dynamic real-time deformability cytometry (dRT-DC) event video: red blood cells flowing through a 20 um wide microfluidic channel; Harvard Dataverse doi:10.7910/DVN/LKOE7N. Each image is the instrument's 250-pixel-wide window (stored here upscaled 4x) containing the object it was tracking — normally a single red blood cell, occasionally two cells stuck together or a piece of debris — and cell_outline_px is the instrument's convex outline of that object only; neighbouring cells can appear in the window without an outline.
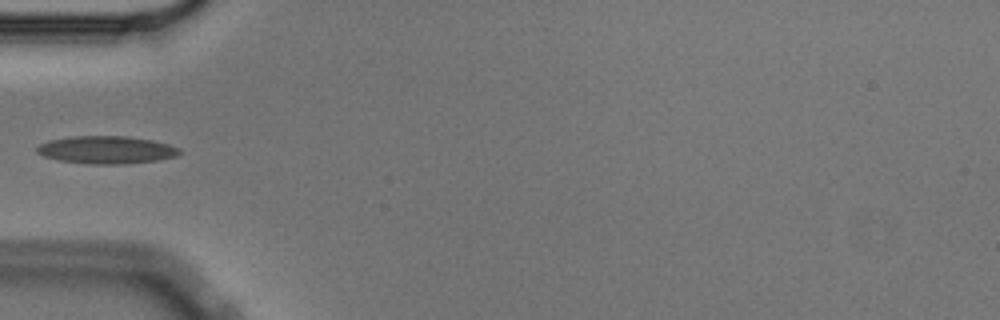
{"species": "Egyptian fruit bat (a non-hibernating species)", "species_latin": "Rousettus aegyptiacus", "temperature_condition": "cold", "stored_images_in_passage": 38, "camera_frame_rate_fps": 3000, "um_per_image_px": 0.085, "animal": {"sex": "male"}, "frame": {"image": 1, "passage_image": 1, "time_ms": 0.0, "image_size_px": [1000, 320], "cell_outline_px": [[180, 152], [176, 156], [156, 160], [124, 164], [92, 164], [60, 160], [44, 156], [36, 152], [36, 148], [40, 144], [48, 140], [72, 136], [128, 136], [152, 140], [168, 144], [180, 148]], "centroid_in_image_um": [9.04, 12.73], "position_along_channel_um": 76.0, "area_um2": 22.89}}
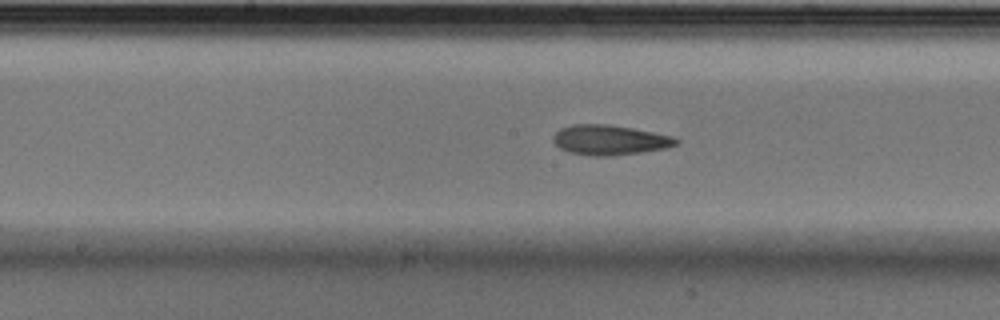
{"frame": {"image": 2, "passage_image": 11, "time_ms": 3.333, "image_size_px": [1000, 320], "cell_outline_px": [[680, 140], [676, 144], [668, 148], [612, 156], [592, 156], [568, 152], [560, 148], [552, 140], [552, 136], [560, 128], [572, 124], [608, 124], [632, 128], [672, 136]], "centroid_in_image_um": [51.79, 11.9], "position_along_channel_um": 196.4, "area_um2": 21.5}}
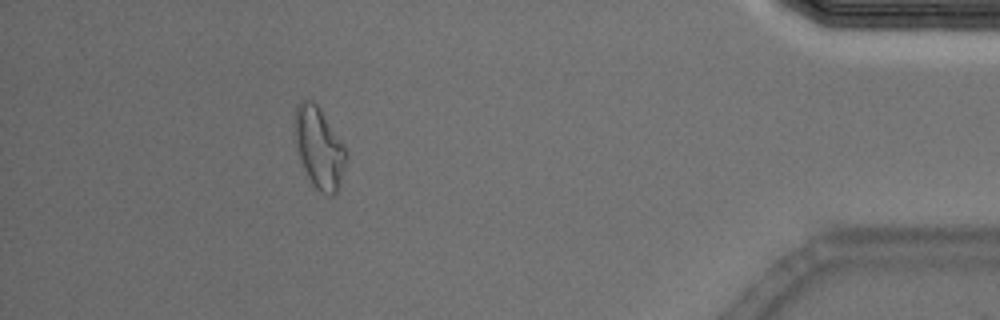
{"frame": {"image": 3, "passage_image": 33, "time_ms": 10.667, "image_size_px": [1000, 320], "cell_outline_px": [[348, 152], [336, 192], [332, 196], [328, 196], [320, 192], [312, 184], [300, 160], [296, 140], [296, 104], [300, 100], [312, 100], [320, 108]], "centroid_in_image_um": [27.13, 12.56], "position_along_channel_um": 408.1, "area_um2": 23.58}}